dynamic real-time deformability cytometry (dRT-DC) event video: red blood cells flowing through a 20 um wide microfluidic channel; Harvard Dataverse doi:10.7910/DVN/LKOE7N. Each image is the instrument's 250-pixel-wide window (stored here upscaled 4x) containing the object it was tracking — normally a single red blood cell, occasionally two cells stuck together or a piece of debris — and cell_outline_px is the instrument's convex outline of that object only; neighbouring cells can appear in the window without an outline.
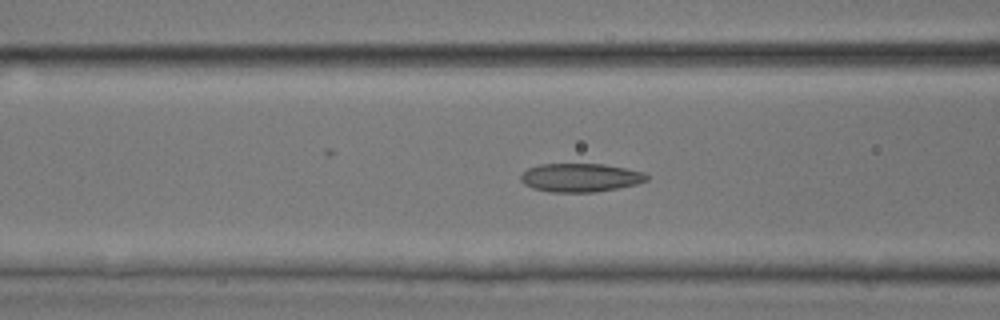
{"species": "common noctule bat (a hibernating species)", "species_latin": "Nyctalus noctula", "temperature_condition": "room temperature", "stored_images_in_passage": 32, "camera_frame_rate_fps": 3000, "um_per_image_px": 0.085, "animal": {"sex": "male", "body_mass_g": 17.9, "forearm_length_mm": 54.2}, "frame": {"image": 1, "passage_image": 6, "time_ms": 1.667, "image_size_px": [1000, 320], "cell_outline_px": [[648, 180], [636, 184], [596, 192], [552, 192], [532, 188], [524, 184], [520, 180], [520, 176], [528, 168], [540, 164], [604, 164], [644, 172], [648, 176]], "centroid_in_image_um": [49.32, 15.1], "position_along_channel_um": 117.3, "area_um2": 20.87}}
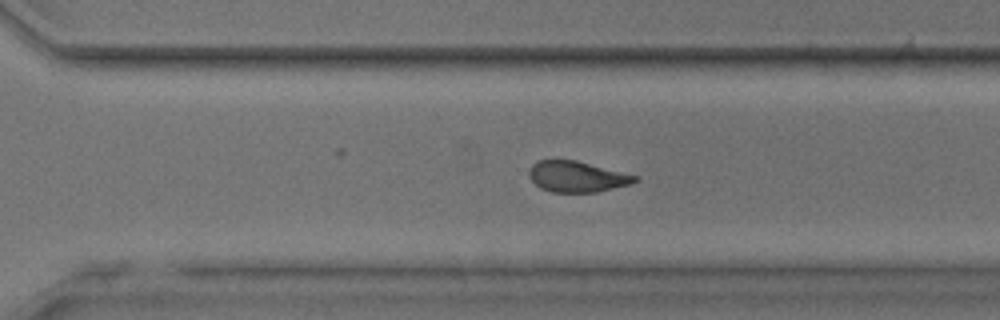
{"frame": {"image": 2, "passage_image": 19, "time_ms": 6.0, "image_size_px": [1000, 320], "cell_outline_px": [[640, 180], [632, 184], [596, 192], [552, 192], [540, 188], [528, 176], [528, 172], [532, 164], [540, 160], [576, 160], [636, 176]], "centroid_in_image_um": [49.02, 15.02], "position_along_channel_um": 321.6, "area_um2": 18.9}}
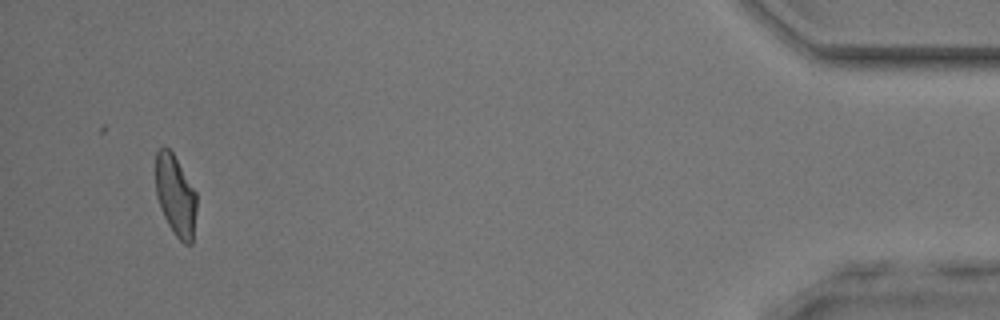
{"frame": {"image": 3, "passage_image": 30, "time_ms": 9.667, "image_size_px": [1000, 320], "cell_outline_px": [[196, 212], [192, 244], [184, 244], [172, 232], [160, 208], [156, 196], [156, 152], [164, 144], [172, 152], [196, 192]], "centroid_in_image_um": [14.91, 16.63], "position_along_channel_um": 420.3, "area_um2": 19.31}}